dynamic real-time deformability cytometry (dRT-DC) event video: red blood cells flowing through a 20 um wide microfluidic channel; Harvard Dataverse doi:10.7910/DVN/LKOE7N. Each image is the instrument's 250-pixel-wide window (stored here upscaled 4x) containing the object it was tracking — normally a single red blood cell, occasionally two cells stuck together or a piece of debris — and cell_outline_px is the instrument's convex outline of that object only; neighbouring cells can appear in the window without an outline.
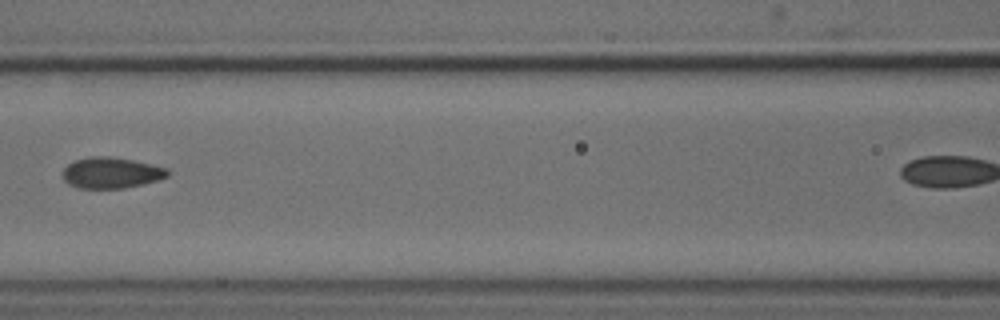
{"species": "common noctule bat (a hibernating species)", "species_latin": "Nyctalus noctula", "temperature_condition": "cold", "stored_images_in_passage": 8, "camera_frame_rate_fps": 3000, "um_per_image_px": 0.085, "animal": {"sex": "male", "body_mass_g": 18.8}, "frame": {"image": 1, "passage_image": 6, "time_ms": 6.667, "image_size_px": [1000, 320], "cell_outline_px": [[168, 176], [160, 180], [144, 184], [124, 188], [80, 188], [68, 184], [64, 180], [64, 168], [68, 164], [76, 160], [88, 156], [108, 156], [132, 160], [152, 164], [168, 168]], "centroid_in_image_um": [9.48, 14.69], "position_along_channel_um": 157.1, "area_um2": 18.96}}
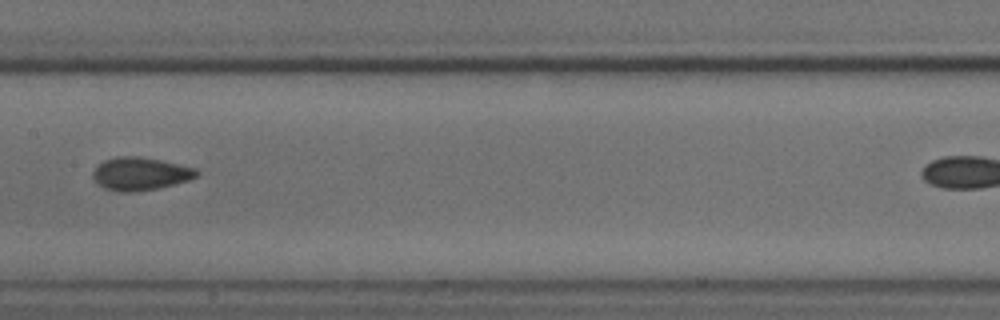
{"frame": {"image": 2, "passage_image": 7, "time_ms": 7.667, "image_size_px": [1000, 320], "cell_outline_px": [[200, 172], [196, 176], [188, 180], [176, 184], [136, 192], [120, 192], [104, 188], [92, 176], [92, 172], [104, 160], [116, 156], [140, 156], [160, 160], [196, 168]], "centroid_in_image_um": [11.93, 14.77], "position_along_channel_um": 195.5, "area_um2": 19.83}}